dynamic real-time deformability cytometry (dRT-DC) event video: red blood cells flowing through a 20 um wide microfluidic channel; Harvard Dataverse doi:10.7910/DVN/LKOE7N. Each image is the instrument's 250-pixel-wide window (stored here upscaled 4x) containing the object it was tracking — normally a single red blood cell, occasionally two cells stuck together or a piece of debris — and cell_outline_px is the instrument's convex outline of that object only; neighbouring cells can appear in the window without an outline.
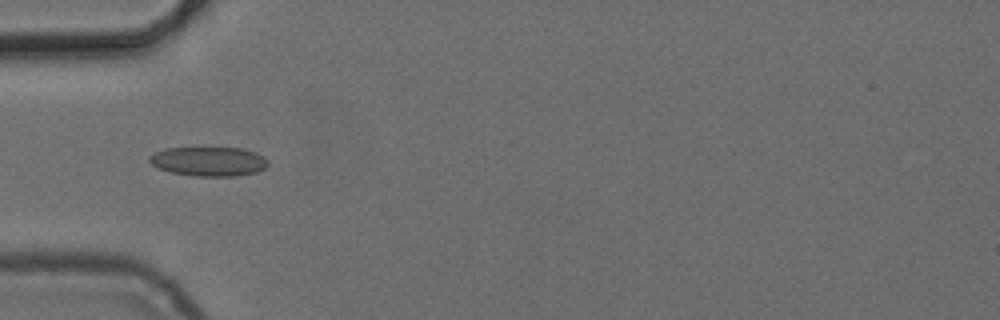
{"species": "common noctule bat (a hibernating species)", "species_latin": "Nyctalus noctula", "temperature_condition": "cold", "stored_images_in_passage": 7, "camera_frame_rate_fps": 3000, "um_per_image_px": 0.085, "animal": {"sex": "female", "body_mass_g": 24.6, "forearm_length_mm": 56.2}, "frame": {"image": 1, "passage_image": 4, "time_ms": 3.667, "image_size_px": [1000, 320], "cell_outline_px": [[268, 164], [264, 168], [256, 172], [236, 176], [196, 176], [172, 172], [160, 168], [152, 164], [148, 160], [148, 156], [164, 148], [240, 148], [256, 152], [264, 156], [268, 160]], "centroid_in_image_um": [17.76, 13.71], "position_along_channel_um": 67.2, "area_um2": 20.17}}
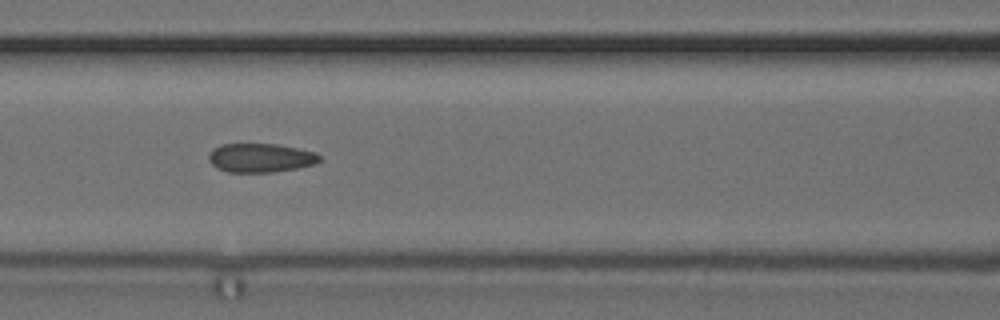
{"frame": {"image": 2, "passage_image": 6, "time_ms": 5.667, "image_size_px": [1000, 320], "cell_outline_px": [[320, 160], [316, 164], [296, 168], [272, 172], [228, 172], [216, 168], [208, 160], [208, 156], [220, 144], [276, 144], [316, 152], [320, 156]], "centroid_in_image_um": [22.15, 13.42], "position_along_channel_um": 144.4, "area_um2": 18.55}}
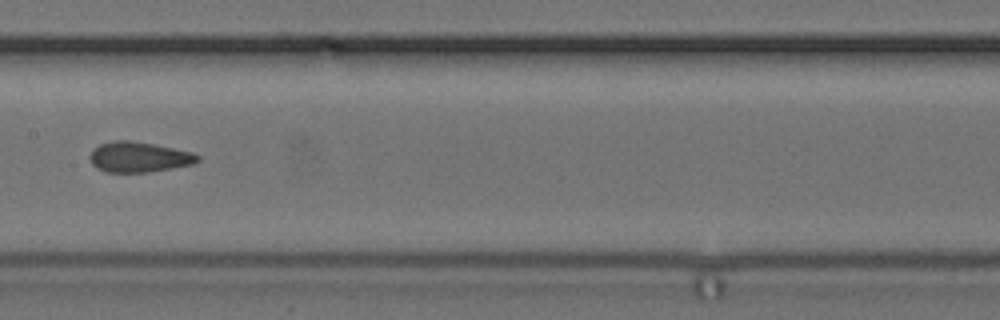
{"frame": {"image": 3, "passage_image": 7, "time_ms": 7.0, "image_size_px": [1000, 320], "cell_outline_px": [[200, 160], [192, 164], [172, 168], [148, 172], [104, 172], [96, 168], [92, 164], [88, 156], [92, 148], [100, 144], [112, 140], [128, 140], [152, 144], [192, 152], [200, 156]], "centroid_in_image_um": [11.75, 13.35], "position_along_channel_um": 195.7, "area_um2": 19.13}}